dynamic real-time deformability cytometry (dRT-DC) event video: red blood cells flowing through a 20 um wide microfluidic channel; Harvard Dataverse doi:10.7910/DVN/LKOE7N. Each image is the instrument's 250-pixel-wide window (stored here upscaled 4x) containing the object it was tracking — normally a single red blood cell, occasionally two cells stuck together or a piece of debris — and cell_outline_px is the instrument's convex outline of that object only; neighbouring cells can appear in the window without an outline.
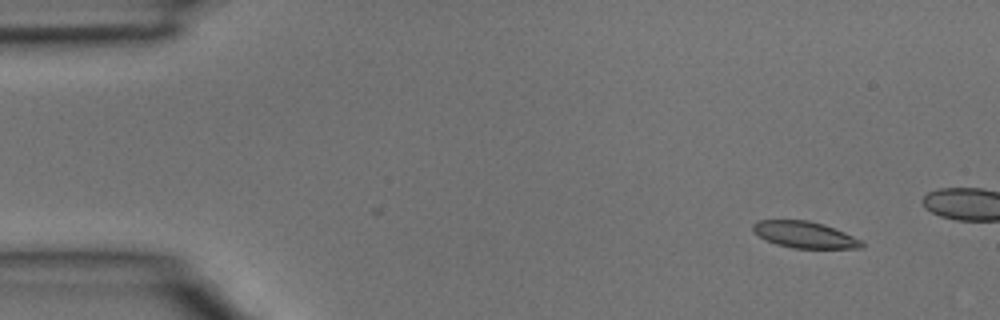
{"species": "common noctule bat (a hibernating species)", "species_latin": "Nyctalus noctula", "temperature_condition": "room temperature", "stored_images_in_passage": 3, "camera_frame_rate_fps": 3000, "um_per_image_px": 0.085, "animal": {"sex": "male", "body_mass_g": 15.6}, "frame": {"image": 1, "passage_image": 1, "time_ms": 0.0, "image_size_px": [1000, 320], "cell_outline_px": [[864, 248], [792, 248], [776, 244], [760, 236], [752, 228], [752, 224], [756, 220], [808, 220], [824, 224], [844, 232], [860, 240], [864, 244]], "centroid_in_image_um": [68.4, 19.94], "position_along_channel_um": 16.6, "area_um2": 16.65}}